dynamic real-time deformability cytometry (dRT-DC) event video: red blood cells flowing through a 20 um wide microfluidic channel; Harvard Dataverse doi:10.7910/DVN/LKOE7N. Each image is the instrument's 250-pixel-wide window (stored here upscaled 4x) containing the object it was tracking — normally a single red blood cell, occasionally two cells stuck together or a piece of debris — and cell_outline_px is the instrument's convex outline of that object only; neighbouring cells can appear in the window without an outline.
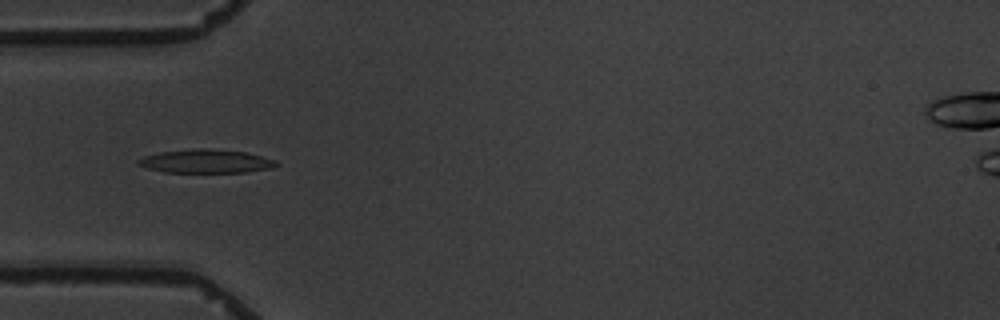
{"species": "common noctule bat (a hibernating species)", "species_latin": "Nyctalus noctula", "temperature_condition": "warm", "stored_images_in_passage": 5, "camera_frame_rate_fps": 3000, "um_per_image_px": 0.085, "animal": {"sex": "male", "body_mass_g": 19.5, "forearm_length_mm": 54.6}, "frame": {"image": 1, "passage_image": 2, "time_ms": 1.333, "image_size_px": [1000, 320], "cell_outline_px": [[280, 164], [272, 168], [244, 172], [164, 172], [148, 168], [136, 164], [136, 160], [144, 156], [160, 152], [200, 148], [208, 148], [248, 152], [272, 160]], "centroid_in_image_um": [17.48, 13.7], "position_along_channel_um": 67.5, "area_um2": 18.84}}
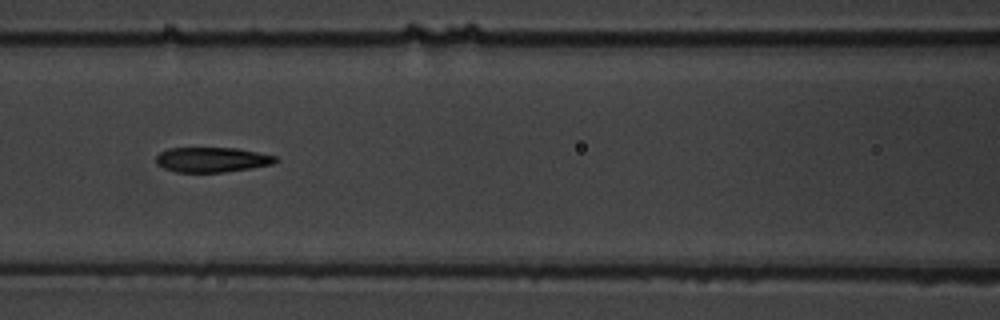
{"frame": {"image": 2, "passage_image": 4, "time_ms": 3.667, "image_size_px": [1000, 320], "cell_outline_px": [[276, 160], [272, 164], [252, 168], [224, 172], [176, 172], [164, 168], [156, 164], [156, 156], [160, 152], [168, 148], [236, 148], [276, 156]], "centroid_in_image_um": [17.98, 13.57], "position_along_channel_um": 148.6, "area_um2": 17.28}}
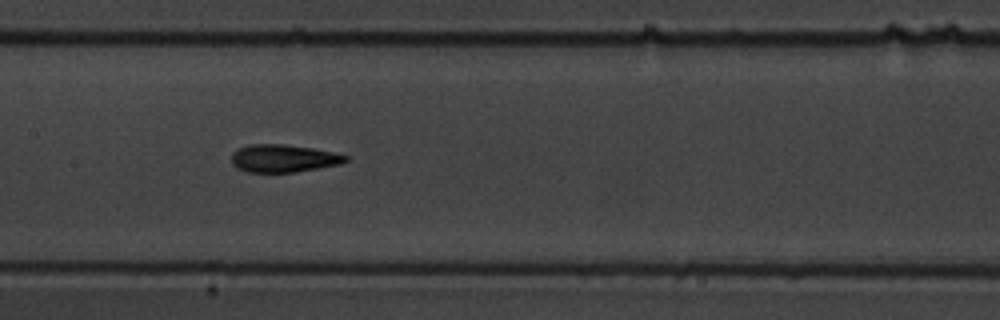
{"frame": {"image": 3, "passage_image": 5, "time_ms": 4.667, "image_size_px": [1000, 320], "cell_outline_px": [[348, 160], [340, 164], [296, 172], [248, 172], [236, 168], [232, 164], [232, 152], [236, 148], [248, 144], [284, 144], [312, 148], [332, 152], [348, 156]], "centroid_in_image_um": [24.04, 13.45], "position_along_channel_um": 183.4, "area_um2": 18.5}}